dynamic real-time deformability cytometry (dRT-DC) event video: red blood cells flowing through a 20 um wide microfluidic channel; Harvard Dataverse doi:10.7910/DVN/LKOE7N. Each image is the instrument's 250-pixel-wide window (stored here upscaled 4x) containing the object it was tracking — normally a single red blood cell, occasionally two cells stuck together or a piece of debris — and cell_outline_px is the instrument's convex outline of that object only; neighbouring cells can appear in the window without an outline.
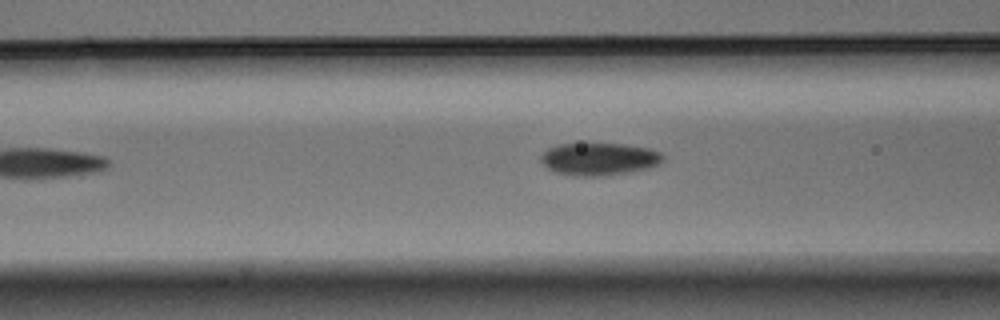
{"species": "Egyptian fruit bat (a non-hibernating species)", "species_latin": "Rousettus aegyptiacus", "temperature_condition": "warm", "stored_images_in_passage": 10, "segment_of_instrument_passage": [1, 2], "camera_frame_rate_fps": 3000, "um_per_image_px": 0.085, "animal": {"sex": "male"}, "frame": {"image": 1, "passage_image": 6, "time_ms": 1.667, "image_size_px": [1000, 320], "cell_outline_px": [[664, 160], [648, 168], [600, 176], [572, 176], [552, 172], [540, 160], [540, 156], [548, 148], [556, 144], [624, 144], [652, 148], [660, 152], [664, 156]], "centroid_in_image_um": [50.89, 13.51], "position_along_channel_um": 115.7, "area_um2": 23.12}}
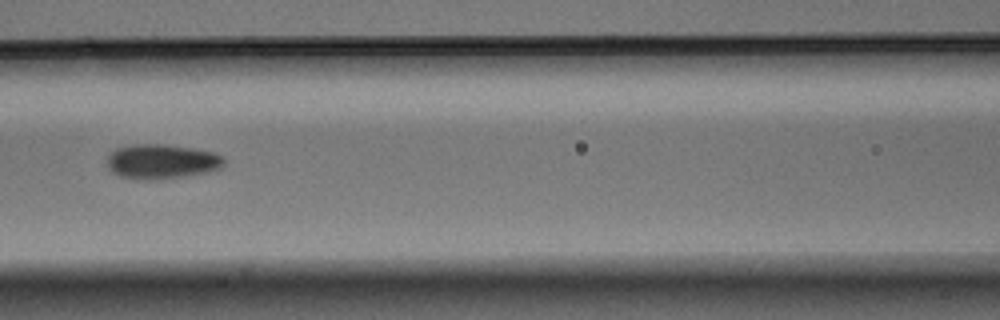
{"frame": {"image": 2, "passage_image": 7, "time_ms": 2.0, "image_size_px": [1000, 320], "cell_outline_px": [[224, 164], [220, 168], [208, 172], [188, 176], [160, 180], [144, 180], [120, 176], [112, 172], [108, 168], [108, 152], [116, 148], [136, 144], [164, 144], [192, 148], [212, 152], [224, 156]], "centroid_in_image_um": [13.74, 13.74], "position_along_channel_um": 152.9, "area_um2": 23.87}}
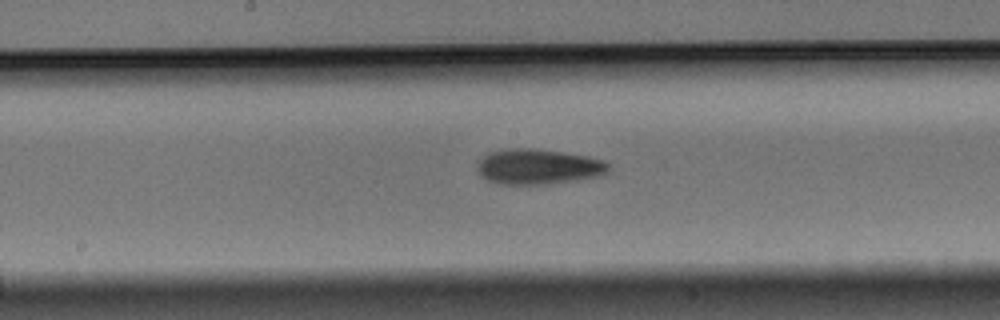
{"frame": {"image": 3, "passage_image": 9, "time_ms": 2.667, "image_size_px": [1000, 320], "cell_outline_px": [[612, 168], [600, 176], [552, 184], [500, 184], [488, 180], [476, 172], [476, 168], [480, 160], [488, 152], [512, 148], [532, 148], [588, 156], [604, 160]], "centroid_in_image_um": [45.76, 14.17], "position_along_channel_um": 202.4, "area_um2": 27.11}}